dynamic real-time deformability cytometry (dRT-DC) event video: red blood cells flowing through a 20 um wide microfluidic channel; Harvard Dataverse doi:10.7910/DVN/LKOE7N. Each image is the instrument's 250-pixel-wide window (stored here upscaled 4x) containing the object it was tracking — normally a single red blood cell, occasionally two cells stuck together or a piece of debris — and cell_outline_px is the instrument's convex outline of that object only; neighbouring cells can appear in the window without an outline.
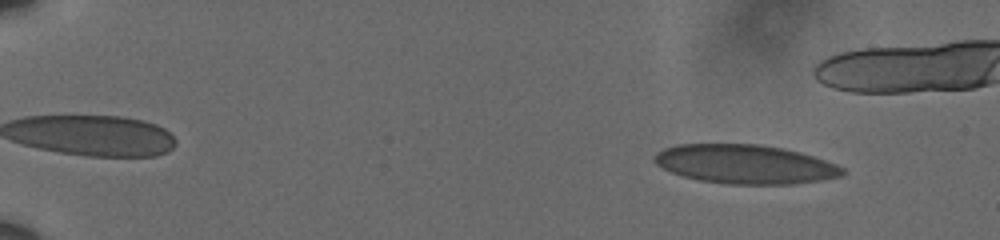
{"species": "human", "species_latin": "Homo sapiens", "temperature_condition": "cold", "stored_images_in_passage": 53, "camera_frame_rate_fps": 3000, "um_per_image_px": 0.085, "donor": {"sex": "male"}, "frame": {"image": 1, "passage_image": 6, "time_ms": 1.667, "image_size_px": [1000, 240], "cell_outline_px": [[848, 172], [844, 176], [820, 180], [792, 184], [728, 184], [700, 180], [684, 176], [672, 172], [656, 164], [652, 160], [652, 156], [656, 152], [664, 148], [676, 144], [760, 144], [784, 148], [800, 152], [836, 164], [844, 168]], "centroid_in_image_um": [63.34, 13.95], "position_along_channel_um": 21.7, "area_um2": 42.95}}
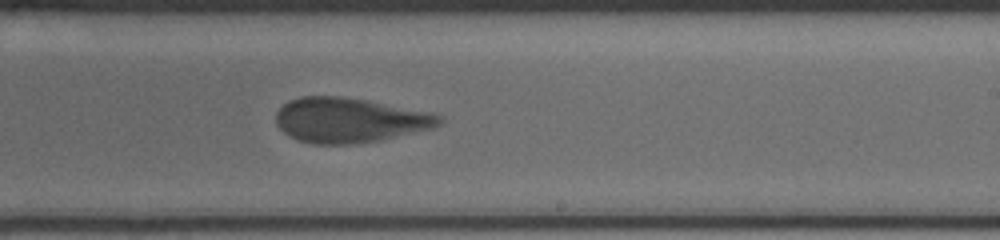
{"frame": {"image": 2, "passage_image": 38, "time_ms": 12.333, "image_size_px": [1000, 240], "cell_outline_px": [[444, 120], [440, 124], [432, 128], [380, 140], [352, 144], [312, 144], [296, 140], [284, 132], [276, 124], [276, 112], [288, 100], [300, 96], [340, 96], [364, 100], [432, 112], [440, 116]], "centroid_in_image_um": [29.68, 10.21], "position_along_channel_um": 259.3, "area_um2": 42.6}}
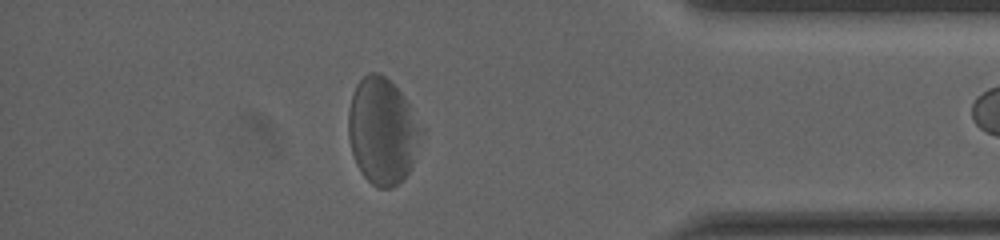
{"frame": {"image": 3, "passage_image": 52, "time_ms": 17.0, "image_size_px": [1000, 240], "cell_outline_px": [[424, 132], [412, 164], [404, 180], [392, 188], [376, 188], [364, 176], [356, 164], [352, 152], [348, 136], [348, 108], [352, 92], [356, 84], [368, 72], [380, 72], [400, 92], [424, 128]], "centroid_in_image_um": [32.5, 11.15], "position_along_channel_um": 402.7, "area_um2": 45.43}}